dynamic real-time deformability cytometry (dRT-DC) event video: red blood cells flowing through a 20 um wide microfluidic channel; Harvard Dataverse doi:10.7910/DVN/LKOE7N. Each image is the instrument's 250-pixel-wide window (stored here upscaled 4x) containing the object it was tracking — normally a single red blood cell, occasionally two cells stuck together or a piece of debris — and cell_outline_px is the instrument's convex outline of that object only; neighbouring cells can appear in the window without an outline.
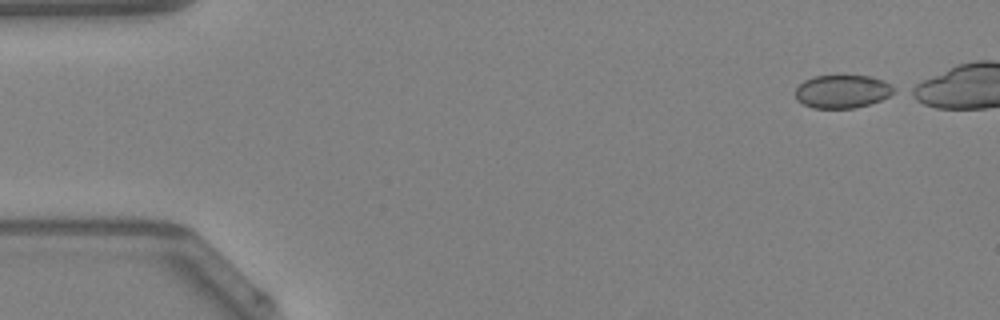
{"species": "Egyptian fruit bat (a non-hibernating species)", "species_latin": "Rousettus aegyptiacus", "temperature_condition": "warm", "stored_images_in_passage": 39, "camera_frame_rate_fps": 3000, "um_per_image_px": 0.085, "animal": {"sex": "female"}, "frame": {"image": 1, "passage_image": 1, "time_ms": 0.0, "image_size_px": [1000, 320], "cell_outline_px": [[896, 92], [880, 100], [856, 108], [812, 108], [796, 100], [796, 88], [804, 80], [816, 76], [872, 76], [884, 80], [896, 88]], "centroid_in_image_um": [71.62, 7.77], "position_along_channel_um": 13.4, "area_um2": 19.07}}
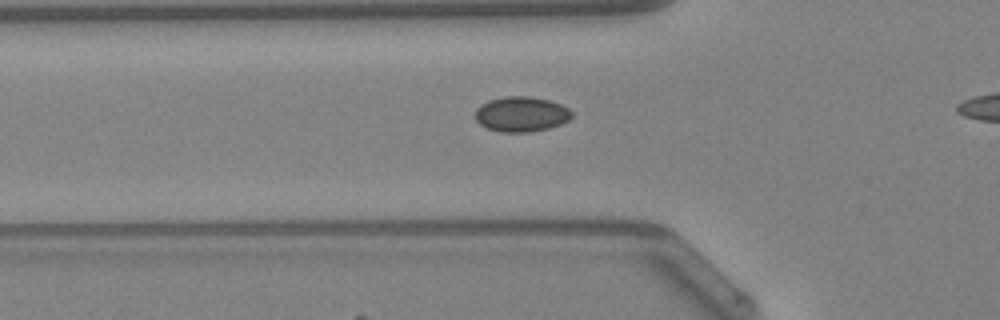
{"frame": {"image": 2, "passage_image": 14, "time_ms": 4.333, "image_size_px": [1000, 320], "cell_outline_px": [[572, 116], [568, 120], [560, 124], [548, 128], [528, 132], [500, 132], [488, 128], [480, 124], [476, 120], [476, 108], [480, 104], [488, 100], [504, 96], [528, 96], [548, 100], [560, 104], [568, 108], [572, 112]], "centroid_in_image_um": [44.29, 9.69], "position_along_channel_um": 81.5, "area_um2": 19.71}}